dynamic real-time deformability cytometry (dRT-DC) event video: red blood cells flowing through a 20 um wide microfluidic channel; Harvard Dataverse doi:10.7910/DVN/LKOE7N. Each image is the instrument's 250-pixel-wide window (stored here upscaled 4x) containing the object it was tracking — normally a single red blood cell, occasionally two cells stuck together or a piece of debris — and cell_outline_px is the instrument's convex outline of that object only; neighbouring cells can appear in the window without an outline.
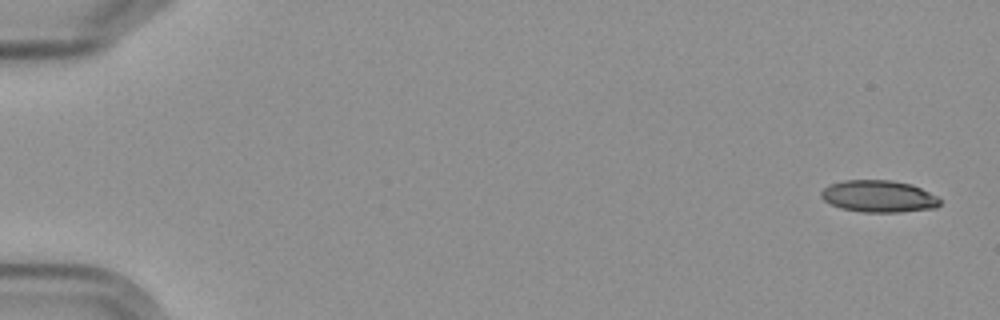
{"species": "Egyptian fruit bat (a non-hibernating species)", "species_latin": "Rousettus aegyptiacus", "temperature_condition": "cold", "stored_images_in_passage": 10, "camera_frame_rate_fps": 3000, "um_per_image_px": 0.085, "frame": {"image": 1, "passage_image": 1, "time_ms": 0.0, "image_size_px": [1000, 320], "cell_outline_px": [[940, 204], [936, 208], [900, 212], [864, 212], [840, 208], [824, 200], [820, 196], [820, 192], [828, 184], [844, 180], [892, 180], [912, 184], [936, 196], [940, 200]], "centroid_in_image_um": [74.67, 16.68], "position_along_channel_um": 10.3, "area_um2": 22.14}}
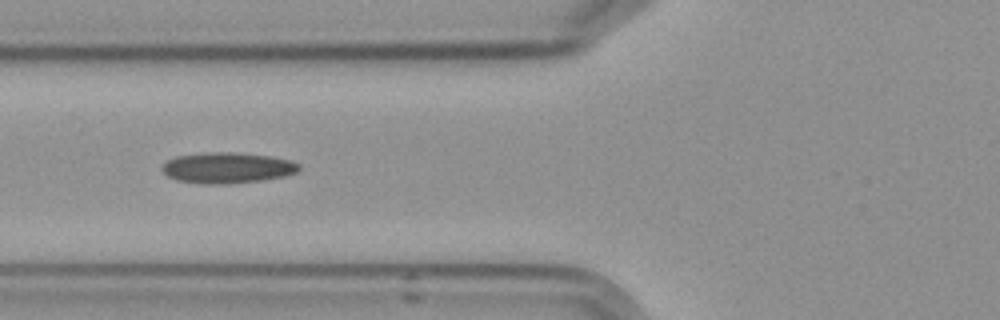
{"frame": {"image": 2, "passage_image": 7, "time_ms": 7.0, "image_size_px": [1000, 320], "cell_outline_px": [[300, 168], [296, 172], [284, 176], [260, 180], [224, 184], [200, 184], [176, 180], [168, 176], [160, 168], [168, 160], [176, 156], [204, 152], [236, 152], [272, 156], [292, 160], [300, 164]], "centroid_in_image_um": [19.32, 14.25], "position_along_channel_um": 106.5, "area_um2": 24.74}}
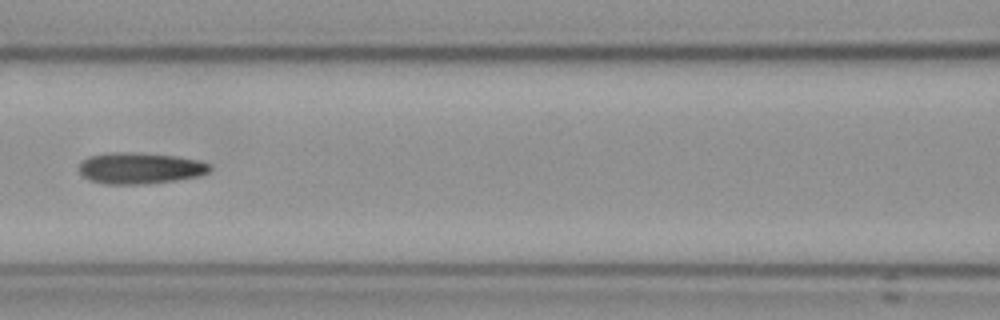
{"frame": {"image": 3, "passage_image": 8, "time_ms": 8.333, "image_size_px": [1000, 320], "cell_outline_px": [[212, 168], [208, 172], [200, 176], [148, 184], [104, 184], [88, 180], [80, 172], [80, 164], [88, 156], [108, 152], [136, 152], [176, 156], [196, 160], [208, 164]], "centroid_in_image_um": [11.88, 14.29], "position_along_channel_um": 154.7, "area_um2": 23.87}}